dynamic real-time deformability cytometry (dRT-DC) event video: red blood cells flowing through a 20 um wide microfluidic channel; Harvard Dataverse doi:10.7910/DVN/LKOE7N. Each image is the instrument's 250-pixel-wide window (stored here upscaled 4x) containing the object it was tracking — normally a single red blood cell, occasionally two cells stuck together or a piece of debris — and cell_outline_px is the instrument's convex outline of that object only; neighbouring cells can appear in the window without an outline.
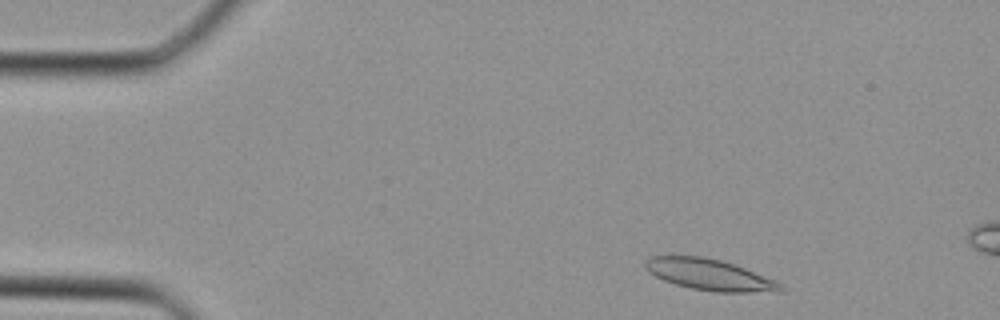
{"species": "Egyptian fruit bat (a non-hibernating species)", "species_latin": "Rousettus aegyptiacus", "temperature_condition": "cold", "stored_images_in_passage": 7, "camera_frame_rate_fps": 3000, "um_per_image_px": 0.085, "animal": {"sex": "female"}, "frame": {"image": 1, "passage_image": 2, "time_ms": 0.333, "image_size_px": [1000, 320], "cell_outline_px": [[784, 288], [780, 292], [716, 292], [692, 288], [676, 284], [664, 280], [648, 272], [644, 268], [644, 260], [652, 256], [704, 256], [720, 260], [744, 268], [776, 280]], "centroid_in_image_um": [60.3, 23.35], "position_along_channel_um": 24.7, "area_um2": 24.45}}